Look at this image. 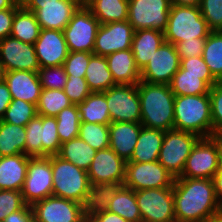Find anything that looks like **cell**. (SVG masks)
Here are the masks:
<instances>
[{"instance_id":"obj_1","label":"cell","mask_w":222,"mask_h":222,"mask_svg":"<svg viewBox=\"0 0 222 222\" xmlns=\"http://www.w3.org/2000/svg\"><path fill=\"white\" fill-rule=\"evenodd\" d=\"M173 198L176 222H203L222 211L213 179L177 177Z\"/></svg>"},{"instance_id":"obj_49","label":"cell","mask_w":222,"mask_h":222,"mask_svg":"<svg viewBox=\"0 0 222 222\" xmlns=\"http://www.w3.org/2000/svg\"><path fill=\"white\" fill-rule=\"evenodd\" d=\"M206 38H194L175 44L179 59L202 56Z\"/></svg>"},{"instance_id":"obj_29","label":"cell","mask_w":222,"mask_h":222,"mask_svg":"<svg viewBox=\"0 0 222 222\" xmlns=\"http://www.w3.org/2000/svg\"><path fill=\"white\" fill-rule=\"evenodd\" d=\"M81 122L110 124L109 108L104 92H91L82 102L77 104Z\"/></svg>"},{"instance_id":"obj_44","label":"cell","mask_w":222,"mask_h":222,"mask_svg":"<svg viewBox=\"0 0 222 222\" xmlns=\"http://www.w3.org/2000/svg\"><path fill=\"white\" fill-rule=\"evenodd\" d=\"M200 11L211 31L222 30V0H201Z\"/></svg>"},{"instance_id":"obj_51","label":"cell","mask_w":222,"mask_h":222,"mask_svg":"<svg viewBox=\"0 0 222 222\" xmlns=\"http://www.w3.org/2000/svg\"><path fill=\"white\" fill-rule=\"evenodd\" d=\"M19 6L20 2L11 9L0 11V40L10 36L15 12Z\"/></svg>"},{"instance_id":"obj_19","label":"cell","mask_w":222,"mask_h":222,"mask_svg":"<svg viewBox=\"0 0 222 222\" xmlns=\"http://www.w3.org/2000/svg\"><path fill=\"white\" fill-rule=\"evenodd\" d=\"M126 161L110 147L96 151L92 164L87 171L92 184H124Z\"/></svg>"},{"instance_id":"obj_42","label":"cell","mask_w":222,"mask_h":222,"mask_svg":"<svg viewBox=\"0 0 222 222\" xmlns=\"http://www.w3.org/2000/svg\"><path fill=\"white\" fill-rule=\"evenodd\" d=\"M42 115H36L25 126V155L42 157Z\"/></svg>"},{"instance_id":"obj_35","label":"cell","mask_w":222,"mask_h":222,"mask_svg":"<svg viewBox=\"0 0 222 222\" xmlns=\"http://www.w3.org/2000/svg\"><path fill=\"white\" fill-rule=\"evenodd\" d=\"M25 126L0 120V152L2 156L25 154Z\"/></svg>"},{"instance_id":"obj_13","label":"cell","mask_w":222,"mask_h":222,"mask_svg":"<svg viewBox=\"0 0 222 222\" xmlns=\"http://www.w3.org/2000/svg\"><path fill=\"white\" fill-rule=\"evenodd\" d=\"M218 171L217 135L200 138L191 150L180 177L213 179Z\"/></svg>"},{"instance_id":"obj_18","label":"cell","mask_w":222,"mask_h":222,"mask_svg":"<svg viewBox=\"0 0 222 222\" xmlns=\"http://www.w3.org/2000/svg\"><path fill=\"white\" fill-rule=\"evenodd\" d=\"M0 59L5 71L38 72L40 68L34 45L11 36L0 40Z\"/></svg>"},{"instance_id":"obj_37","label":"cell","mask_w":222,"mask_h":222,"mask_svg":"<svg viewBox=\"0 0 222 222\" xmlns=\"http://www.w3.org/2000/svg\"><path fill=\"white\" fill-rule=\"evenodd\" d=\"M71 105L64 90L42 89L36 105L37 115L56 117L59 112Z\"/></svg>"},{"instance_id":"obj_7","label":"cell","mask_w":222,"mask_h":222,"mask_svg":"<svg viewBox=\"0 0 222 222\" xmlns=\"http://www.w3.org/2000/svg\"><path fill=\"white\" fill-rule=\"evenodd\" d=\"M142 222H176L173 187L135 191Z\"/></svg>"},{"instance_id":"obj_54","label":"cell","mask_w":222,"mask_h":222,"mask_svg":"<svg viewBox=\"0 0 222 222\" xmlns=\"http://www.w3.org/2000/svg\"><path fill=\"white\" fill-rule=\"evenodd\" d=\"M87 222H128L118 214L111 213L109 211H105L103 213H99L90 219Z\"/></svg>"},{"instance_id":"obj_8","label":"cell","mask_w":222,"mask_h":222,"mask_svg":"<svg viewBox=\"0 0 222 222\" xmlns=\"http://www.w3.org/2000/svg\"><path fill=\"white\" fill-rule=\"evenodd\" d=\"M99 21L86 6H80L63 29L69 52L93 53Z\"/></svg>"},{"instance_id":"obj_59","label":"cell","mask_w":222,"mask_h":222,"mask_svg":"<svg viewBox=\"0 0 222 222\" xmlns=\"http://www.w3.org/2000/svg\"><path fill=\"white\" fill-rule=\"evenodd\" d=\"M203 222H222V211L216 215L209 217Z\"/></svg>"},{"instance_id":"obj_46","label":"cell","mask_w":222,"mask_h":222,"mask_svg":"<svg viewBox=\"0 0 222 222\" xmlns=\"http://www.w3.org/2000/svg\"><path fill=\"white\" fill-rule=\"evenodd\" d=\"M21 191L16 190H0V222L25 206Z\"/></svg>"},{"instance_id":"obj_55","label":"cell","mask_w":222,"mask_h":222,"mask_svg":"<svg viewBox=\"0 0 222 222\" xmlns=\"http://www.w3.org/2000/svg\"><path fill=\"white\" fill-rule=\"evenodd\" d=\"M216 198L219 205L222 207V171L218 170L213 177Z\"/></svg>"},{"instance_id":"obj_61","label":"cell","mask_w":222,"mask_h":222,"mask_svg":"<svg viewBox=\"0 0 222 222\" xmlns=\"http://www.w3.org/2000/svg\"><path fill=\"white\" fill-rule=\"evenodd\" d=\"M4 75H5V70H4V67H3L2 61H1V59H0V81L3 80Z\"/></svg>"},{"instance_id":"obj_47","label":"cell","mask_w":222,"mask_h":222,"mask_svg":"<svg viewBox=\"0 0 222 222\" xmlns=\"http://www.w3.org/2000/svg\"><path fill=\"white\" fill-rule=\"evenodd\" d=\"M63 90L70 102L75 105L82 103L91 94L85 77H73V75H68Z\"/></svg>"},{"instance_id":"obj_3","label":"cell","mask_w":222,"mask_h":222,"mask_svg":"<svg viewBox=\"0 0 222 222\" xmlns=\"http://www.w3.org/2000/svg\"><path fill=\"white\" fill-rule=\"evenodd\" d=\"M174 129L191 132L201 138L212 137L209 94L175 96Z\"/></svg>"},{"instance_id":"obj_11","label":"cell","mask_w":222,"mask_h":222,"mask_svg":"<svg viewBox=\"0 0 222 222\" xmlns=\"http://www.w3.org/2000/svg\"><path fill=\"white\" fill-rule=\"evenodd\" d=\"M170 8V0H129L127 21L134 31L155 29L164 32Z\"/></svg>"},{"instance_id":"obj_33","label":"cell","mask_w":222,"mask_h":222,"mask_svg":"<svg viewBox=\"0 0 222 222\" xmlns=\"http://www.w3.org/2000/svg\"><path fill=\"white\" fill-rule=\"evenodd\" d=\"M40 31L41 27L34 13L20 5L15 12L10 36L34 45Z\"/></svg>"},{"instance_id":"obj_60","label":"cell","mask_w":222,"mask_h":222,"mask_svg":"<svg viewBox=\"0 0 222 222\" xmlns=\"http://www.w3.org/2000/svg\"><path fill=\"white\" fill-rule=\"evenodd\" d=\"M48 1H59V0H21L20 3H39Z\"/></svg>"},{"instance_id":"obj_30","label":"cell","mask_w":222,"mask_h":222,"mask_svg":"<svg viewBox=\"0 0 222 222\" xmlns=\"http://www.w3.org/2000/svg\"><path fill=\"white\" fill-rule=\"evenodd\" d=\"M85 80L91 92H104L117 85L108 68L105 56L93 55L85 72Z\"/></svg>"},{"instance_id":"obj_40","label":"cell","mask_w":222,"mask_h":222,"mask_svg":"<svg viewBox=\"0 0 222 222\" xmlns=\"http://www.w3.org/2000/svg\"><path fill=\"white\" fill-rule=\"evenodd\" d=\"M37 115L36 105L20 99H12L2 121L20 126L26 124Z\"/></svg>"},{"instance_id":"obj_32","label":"cell","mask_w":222,"mask_h":222,"mask_svg":"<svg viewBox=\"0 0 222 222\" xmlns=\"http://www.w3.org/2000/svg\"><path fill=\"white\" fill-rule=\"evenodd\" d=\"M95 154V149H93L80 137H76L61 144L57 156L65 161L71 162L78 168L88 171L92 164L93 158L95 157Z\"/></svg>"},{"instance_id":"obj_62","label":"cell","mask_w":222,"mask_h":222,"mask_svg":"<svg viewBox=\"0 0 222 222\" xmlns=\"http://www.w3.org/2000/svg\"><path fill=\"white\" fill-rule=\"evenodd\" d=\"M92 0H80V5L81 6H86L87 4H89Z\"/></svg>"},{"instance_id":"obj_14","label":"cell","mask_w":222,"mask_h":222,"mask_svg":"<svg viewBox=\"0 0 222 222\" xmlns=\"http://www.w3.org/2000/svg\"><path fill=\"white\" fill-rule=\"evenodd\" d=\"M179 68L180 59L175 45L164 41L141 70L140 79L147 83L169 85Z\"/></svg>"},{"instance_id":"obj_53","label":"cell","mask_w":222,"mask_h":222,"mask_svg":"<svg viewBox=\"0 0 222 222\" xmlns=\"http://www.w3.org/2000/svg\"><path fill=\"white\" fill-rule=\"evenodd\" d=\"M12 95L4 80L0 81V120L3 118L5 111L12 102Z\"/></svg>"},{"instance_id":"obj_28","label":"cell","mask_w":222,"mask_h":222,"mask_svg":"<svg viewBox=\"0 0 222 222\" xmlns=\"http://www.w3.org/2000/svg\"><path fill=\"white\" fill-rule=\"evenodd\" d=\"M165 131L142 126L134 153L127 162L158 161Z\"/></svg>"},{"instance_id":"obj_2","label":"cell","mask_w":222,"mask_h":222,"mask_svg":"<svg viewBox=\"0 0 222 222\" xmlns=\"http://www.w3.org/2000/svg\"><path fill=\"white\" fill-rule=\"evenodd\" d=\"M141 124L144 127L168 131L174 129V99L170 85L152 84L140 80Z\"/></svg>"},{"instance_id":"obj_50","label":"cell","mask_w":222,"mask_h":222,"mask_svg":"<svg viewBox=\"0 0 222 222\" xmlns=\"http://www.w3.org/2000/svg\"><path fill=\"white\" fill-rule=\"evenodd\" d=\"M180 69L185 70V74L212 75L202 56L181 59Z\"/></svg>"},{"instance_id":"obj_10","label":"cell","mask_w":222,"mask_h":222,"mask_svg":"<svg viewBox=\"0 0 222 222\" xmlns=\"http://www.w3.org/2000/svg\"><path fill=\"white\" fill-rule=\"evenodd\" d=\"M52 191L51 156L31 157L21 191L25 204L32 206L34 203L52 196Z\"/></svg>"},{"instance_id":"obj_6","label":"cell","mask_w":222,"mask_h":222,"mask_svg":"<svg viewBox=\"0 0 222 222\" xmlns=\"http://www.w3.org/2000/svg\"><path fill=\"white\" fill-rule=\"evenodd\" d=\"M200 138L201 137L191 132L176 129L165 131L158 162L162 164L174 178L180 177L186 159Z\"/></svg>"},{"instance_id":"obj_36","label":"cell","mask_w":222,"mask_h":222,"mask_svg":"<svg viewBox=\"0 0 222 222\" xmlns=\"http://www.w3.org/2000/svg\"><path fill=\"white\" fill-rule=\"evenodd\" d=\"M202 58L207 64L210 73L222 82V32L211 31L206 38Z\"/></svg>"},{"instance_id":"obj_21","label":"cell","mask_w":222,"mask_h":222,"mask_svg":"<svg viewBox=\"0 0 222 222\" xmlns=\"http://www.w3.org/2000/svg\"><path fill=\"white\" fill-rule=\"evenodd\" d=\"M3 80L7 84L13 99L24 100L37 105L42 90L37 72L5 71Z\"/></svg>"},{"instance_id":"obj_45","label":"cell","mask_w":222,"mask_h":222,"mask_svg":"<svg viewBox=\"0 0 222 222\" xmlns=\"http://www.w3.org/2000/svg\"><path fill=\"white\" fill-rule=\"evenodd\" d=\"M93 55V53L83 51L69 52L63 63L66 74L73 75V77H85L86 69Z\"/></svg>"},{"instance_id":"obj_38","label":"cell","mask_w":222,"mask_h":222,"mask_svg":"<svg viewBox=\"0 0 222 222\" xmlns=\"http://www.w3.org/2000/svg\"><path fill=\"white\" fill-rule=\"evenodd\" d=\"M56 120L57 132L61 144L79 137L81 121L77 105L72 104L71 106L64 108L58 113Z\"/></svg>"},{"instance_id":"obj_27","label":"cell","mask_w":222,"mask_h":222,"mask_svg":"<svg viewBox=\"0 0 222 222\" xmlns=\"http://www.w3.org/2000/svg\"><path fill=\"white\" fill-rule=\"evenodd\" d=\"M217 82L212 75L185 74V70L179 68L169 85L175 96L202 95L209 94Z\"/></svg>"},{"instance_id":"obj_43","label":"cell","mask_w":222,"mask_h":222,"mask_svg":"<svg viewBox=\"0 0 222 222\" xmlns=\"http://www.w3.org/2000/svg\"><path fill=\"white\" fill-rule=\"evenodd\" d=\"M38 77L42 89L63 90L68 80L64 66L40 67Z\"/></svg>"},{"instance_id":"obj_39","label":"cell","mask_w":222,"mask_h":222,"mask_svg":"<svg viewBox=\"0 0 222 222\" xmlns=\"http://www.w3.org/2000/svg\"><path fill=\"white\" fill-rule=\"evenodd\" d=\"M79 137L96 151L109 147V124L81 122Z\"/></svg>"},{"instance_id":"obj_20","label":"cell","mask_w":222,"mask_h":222,"mask_svg":"<svg viewBox=\"0 0 222 222\" xmlns=\"http://www.w3.org/2000/svg\"><path fill=\"white\" fill-rule=\"evenodd\" d=\"M34 48L40 67L61 66L69 54L61 30L41 29Z\"/></svg>"},{"instance_id":"obj_17","label":"cell","mask_w":222,"mask_h":222,"mask_svg":"<svg viewBox=\"0 0 222 222\" xmlns=\"http://www.w3.org/2000/svg\"><path fill=\"white\" fill-rule=\"evenodd\" d=\"M134 29L127 21L100 24L93 49V54L107 56L121 50L131 49Z\"/></svg>"},{"instance_id":"obj_22","label":"cell","mask_w":222,"mask_h":222,"mask_svg":"<svg viewBox=\"0 0 222 222\" xmlns=\"http://www.w3.org/2000/svg\"><path fill=\"white\" fill-rule=\"evenodd\" d=\"M142 126L141 123L122 121L109 124V147L126 162L134 153Z\"/></svg>"},{"instance_id":"obj_23","label":"cell","mask_w":222,"mask_h":222,"mask_svg":"<svg viewBox=\"0 0 222 222\" xmlns=\"http://www.w3.org/2000/svg\"><path fill=\"white\" fill-rule=\"evenodd\" d=\"M105 57L116 84L136 85L140 82L141 71L136 65L132 49L114 52Z\"/></svg>"},{"instance_id":"obj_5","label":"cell","mask_w":222,"mask_h":222,"mask_svg":"<svg viewBox=\"0 0 222 222\" xmlns=\"http://www.w3.org/2000/svg\"><path fill=\"white\" fill-rule=\"evenodd\" d=\"M51 168L52 196L73 200L81 204L90 185L87 171L57 155H51Z\"/></svg>"},{"instance_id":"obj_9","label":"cell","mask_w":222,"mask_h":222,"mask_svg":"<svg viewBox=\"0 0 222 222\" xmlns=\"http://www.w3.org/2000/svg\"><path fill=\"white\" fill-rule=\"evenodd\" d=\"M174 176L158 161L126 162L124 186L134 190L173 187Z\"/></svg>"},{"instance_id":"obj_4","label":"cell","mask_w":222,"mask_h":222,"mask_svg":"<svg viewBox=\"0 0 222 222\" xmlns=\"http://www.w3.org/2000/svg\"><path fill=\"white\" fill-rule=\"evenodd\" d=\"M211 30L199 7L171 5L164 39L171 44L207 38Z\"/></svg>"},{"instance_id":"obj_24","label":"cell","mask_w":222,"mask_h":222,"mask_svg":"<svg viewBox=\"0 0 222 222\" xmlns=\"http://www.w3.org/2000/svg\"><path fill=\"white\" fill-rule=\"evenodd\" d=\"M30 158L25 154L2 157L0 161V190L22 191Z\"/></svg>"},{"instance_id":"obj_15","label":"cell","mask_w":222,"mask_h":222,"mask_svg":"<svg viewBox=\"0 0 222 222\" xmlns=\"http://www.w3.org/2000/svg\"><path fill=\"white\" fill-rule=\"evenodd\" d=\"M20 5L34 13L41 29L61 31L68 25L73 14L81 6L74 0L20 3Z\"/></svg>"},{"instance_id":"obj_41","label":"cell","mask_w":222,"mask_h":222,"mask_svg":"<svg viewBox=\"0 0 222 222\" xmlns=\"http://www.w3.org/2000/svg\"><path fill=\"white\" fill-rule=\"evenodd\" d=\"M42 157L57 155L61 141L57 132L56 117L42 115Z\"/></svg>"},{"instance_id":"obj_34","label":"cell","mask_w":222,"mask_h":222,"mask_svg":"<svg viewBox=\"0 0 222 222\" xmlns=\"http://www.w3.org/2000/svg\"><path fill=\"white\" fill-rule=\"evenodd\" d=\"M107 211L118 214L128 222H142L135 191L124 185L118 189Z\"/></svg>"},{"instance_id":"obj_57","label":"cell","mask_w":222,"mask_h":222,"mask_svg":"<svg viewBox=\"0 0 222 222\" xmlns=\"http://www.w3.org/2000/svg\"><path fill=\"white\" fill-rule=\"evenodd\" d=\"M218 170L222 171V134L217 135Z\"/></svg>"},{"instance_id":"obj_48","label":"cell","mask_w":222,"mask_h":222,"mask_svg":"<svg viewBox=\"0 0 222 222\" xmlns=\"http://www.w3.org/2000/svg\"><path fill=\"white\" fill-rule=\"evenodd\" d=\"M211 114L213 135L222 134V82H217L210 88Z\"/></svg>"},{"instance_id":"obj_58","label":"cell","mask_w":222,"mask_h":222,"mask_svg":"<svg viewBox=\"0 0 222 222\" xmlns=\"http://www.w3.org/2000/svg\"><path fill=\"white\" fill-rule=\"evenodd\" d=\"M18 3L17 0H0V11L11 9Z\"/></svg>"},{"instance_id":"obj_26","label":"cell","mask_w":222,"mask_h":222,"mask_svg":"<svg viewBox=\"0 0 222 222\" xmlns=\"http://www.w3.org/2000/svg\"><path fill=\"white\" fill-rule=\"evenodd\" d=\"M164 41V32L162 31L155 29L134 31L131 49L140 71L148 64L155 51Z\"/></svg>"},{"instance_id":"obj_16","label":"cell","mask_w":222,"mask_h":222,"mask_svg":"<svg viewBox=\"0 0 222 222\" xmlns=\"http://www.w3.org/2000/svg\"><path fill=\"white\" fill-rule=\"evenodd\" d=\"M35 222H87L81 204L49 196L32 205Z\"/></svg>"},{"instance_id":"obj_52","label":"cell","mask_w":222,"mask_h":222,"mask_svg":"<svg viewBox=\"0 0 222 222\" xmlns=\"http://www.w3.org/2000/svg\"><path fill=\"white\" fill-rule=\"evenodd\" d=\"M3 222H35L31 205H25L22 209L12 212Z\"/></svg>"},{"instance_id":"obj_12","label":"cell","mask_w":222,"mask_h":222,"mask_svg":"<svg viewBox=\"0 0 222 222\" xmlns=\"http://www.w3.org/2000/svg\"><path fill=\"white\" fill-rule=\"evenodd\" d=\"M111 122L141 123L140 98L136 85L117 84L104 91Z\"/></svg>"},{"instance_id":"obj_31","label":"cell","mask_w":222,"mask_h":222,"mask_svg":"<svg viewBox=\"0 0 222 222\" xmlns=\"http://www.w3.org/2000/svg\"><path fill=\"white\" fill-rule=\"evenodd\" d=\"M86 7L100 24L128 20L129 0H92Z\"/></svg>"},{"instance_id":"obj_56","label":"cell","mask_w":222,"mask_h":222,"mask_svg":"<svg viewBox=\"0 0 222 222\" xmlns=\"http://www.w3.org/2000/svg\"><path fill=\"white\" fill-rule=\"evenodd\" d=\"M171 5L199 7L201 0H170Z\"/></svg>"},{"instance_id":"obj_25","label":"cell","mask_w":222,"mask_h":222,"mask_svg":"<svg viewBox=\"0 0 222 222\" xmlns=\"http://www.w3.org/2000/svg\"><path fill=\"white\" fill-rule=\"evenodd\" d=\"M121 186L122 184L116 183H90L89 189L81 203L86 221L99 213L107 211L110 202Z\"/></svg>"}]
</instances>
